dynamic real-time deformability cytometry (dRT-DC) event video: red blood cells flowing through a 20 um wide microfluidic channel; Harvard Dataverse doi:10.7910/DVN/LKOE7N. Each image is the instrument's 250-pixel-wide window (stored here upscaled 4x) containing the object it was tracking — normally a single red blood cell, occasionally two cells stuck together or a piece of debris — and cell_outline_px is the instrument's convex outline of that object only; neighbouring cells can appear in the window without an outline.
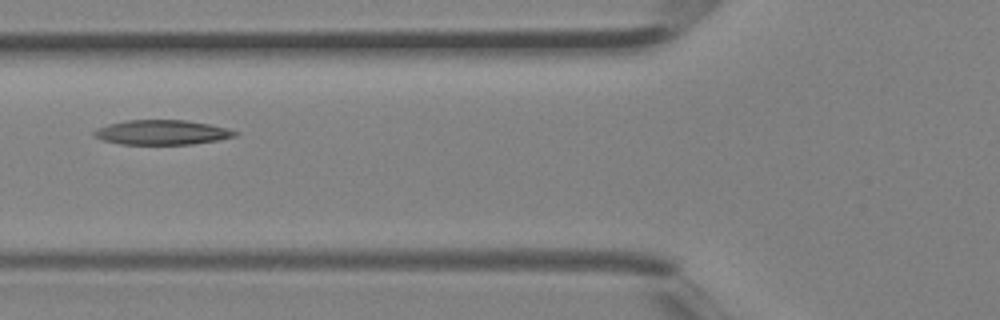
{"species": "Egyptian fruit bat (a non-hibernating species)", "species_latin": "Rousettus aegyptiacus", "temperature_condition": "room temperature", "stored_images_in_passage": 3, "camera_frame_rate_fps": 3000, "um_per_image_px": 0.085, "animal": {"sex": "female"}, "frame": {"image": 1, "passage_image": 3, "time_ms": 0.667, "image_size_px": [1000, 320], "cell_outline_px": [[240, 132], [236, 136], [216, 140], [192, 144], [120, 144], [104, 140], [92, 136], [92, 132], [96, 128], [108, 124], [128, 120], [188, 120], [228, 128]], "centroid_in_image_um": [13.75, 11.25], "position_along_channel_um": 112.0, "area_um2": 20.29}}